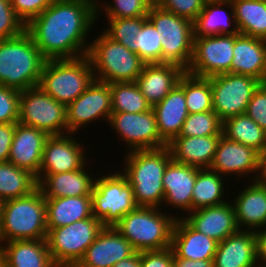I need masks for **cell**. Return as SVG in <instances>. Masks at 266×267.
Wrapping results in <instances>:
<instances>
[{
    "label": "cell",
    "mask_w": 266,
    "mask_h": 267,
    "mask_svg": "<svg viewBox=\"0 0 266 267\" xmlns=\"http://www.w3.org/2000/svg\"><path fill=\"white\" fill-rule=\"evenodd\" d=\"M97 1L54 0L25 30L47 60L86 56L90 46L86 38L97 21Z\"/></svg>",
    "instance_id": "6da1fadb"
},
{
    "label": "cell",
    "mask_w": 266,
    "mask_h": 267,
    "mask_svg": "<svg viewBox=\"0 0 266 267\" xmlns=\"http://www.w3.org/2000/svg\"><path fill=\"white\" fill-rule=\"evenodd\" d=\"M121 173L133 188L137 206L161 208L164 200L163 174L172 159L168 146L135 150L125 154Z\"/></svg>",
    "instance_id": "7a4b0ae2"
},
{
    "label": "cell",
    "mask_w": 266,
    "mask_h": 267,
    "mask_svg": "<svg viewBox=\"0 0 266 267\" xmlns=\"http://www.w3.org/2000/svg\"><path fill=\"white\" fill-rule=\"evenodd\" d=\"M46 60L26 30L0 40V85L19 91L38 86Z\"/></svg>",
    "instance_id": "3957f363"
},
{
    "label": "cell",
    "mask_w": 266,
    "mask_h": 267,
    "mask_svg": "<svg viewBox=\"0 0 266 267\" xmlns=\"http://www.w3.org/2000/svg\"><path fill=\"white\" fill-rule=\"evenodd\" d=\"M46 202L38 187L31 194L3 201L0 243L15 240L46 239Z\"/></svg>",
    "instance_id": "277c9868"
},
{
    "label": "cell",
    "mask_w": 266,
    "mask_h": 267,
    "mask_svg": "<svg viewBox=\"0 0 266 267\" xmlns=\"http://www.w3.org/2000/svg\"><path fill=\"white\" fill-rule=\"evenodd\" d=\"M162 210L137 206L114 227L136 252L166 249L171 247L174 225L179 216L168 215Z\"/></svg>",
    "instance_id": "5b68a950"
},
{
    "label": "cell",
    "mask_w": 266,
    "mask_h": 267,
    "mask_svg": "<svg viewBox=\"0 0 266 267\" xmlns=\"http://www.w3.org/2000/svg\"><path fill=\"white\" fill-rule=\"evenodd\" d=\"M89 43L87 56L95 80L109 84L136 82L146 64L136 53L113 41L103 31Z\"/></svg>",
    "instance_id": "8992f818"
},
{
    "label": "cell",
    "mask_w": 266,
    "mask_h": 267,
    "mask_svg": "<svg viewBox=\"0 0 266 267\" xmlns=\"http://www.w3.org/2000/svg\"><path fill=\"white\" fill-rule=\"evenodd\" d=\"M89 57L46 60L38 86L57 102L67 106L93 82Z\"/></svg>",
    "instance_id": "52a82bcc"
},
{
    "label": "cell",
    "mask_w": 266,
    "mask_h": 267,
    "mask_svg": "<svg viewBox=\"0 0 266 267\" xmlns=\"http://www.w3.org/2000/svg\"><path fill=\"white\" fill-rule=\"evenodd\" d=\"M147 19L161 34L162 63L174 64L187 71L193 56V22L155 4L149 10Z\"/></svg>",
    "instance_id": "ba28073f"
},
{
    "label": "cell",
    "mask_w": 266,
    "mask_h": 267,
    "mask_svg": "<svg viewBox=\"0 0 266 267\" xmlns=\"http://www.w3.org/2000/svg\"><path fill=\"white\" fill-rule=\"evenodd\" d=\"M104 228L94 216L72 224L48 228L49 253L57 267H75Z\"/></svg>",
    "instance_id": "9c48e42d"
},
{
    "label": "cell",
    "mask_w": 266,
    "mask_h": 267,
    "mask_svg": "<svg viewBox=\"0 0 266 267\" xmlns=\"http://www.w3.org/2000/svg\"><path fill=\"white\" fill-rule=\"evenodd\" d=\"M91 199L93 216L104 227H114L122 217L137 207L133 188L127 178L117 171L96 178Z\"/></svg>",
    "instance_id": "30bf717a"
},
{
    "label": "cell",
    "mask_w": 266,
    "mask_h": 267,
    "mask_svg": "<svg viewBox=\"0 0 266 267\" xmlns=\"http://www.w3.org/2000/svg\"><path fill=\"white\" fill-rule=\"evenodd\" d=\"M18 123L40 129L49 136L68 134L66 106L39 86L20 91Z\"/></svg>",
    "instance_id": "8fae6325"
},
{
    "label": "cell",
    "mask_w": 266,
    "mask_h": 267,
    "mask_svg": "<svg viewBox=\"0 0 266 267\" xmlns=\"http://www.w3.org/2000/svg\"><path fill=\"white\" fill-rule=\"evenodd\" d=\"M262 82L252 76L226 73L211 77L212 106L219 119L244 114Z\"/></svg>",
    "instance_id": "7c38bea8"
},
{
    "label": "cell",
    "mask_w": 266,
    "mask_h": 267,
    "mask_svg": "<svg viewBox=\"0 0 266 267\" xmlns=\"http://www.w3.org/2000/svg\"><path fill=\"white\" fill-rule=\"evenodd\" d=\"M235 35L194 37L193 56L186 72L197 77L231 73Z\"/></svg>",
    "instance_id": "4fadbf2b"
},
{
    "label": "cell",
    "mask_w": 266,
    "mask_h": 267,
    "mask_svg": "<svg viewBox=\"0 0 266 267\" xmlns=\"http://www.w3.org/2000/svg\"><path fill=\"white\" fill-rule=\"evenodd\" d=\"M108 123L127 144L128 152L167 146L160 138L152 108L141 113H111Z\"/></svg>",
    "instance_id": "5bb4252c"
},
{
    "label": "cell",
    "mask_w": 266,
    "mask_h": 267,
    "mask_svg": "<svg viewBox=\"0 0 266 267\" xmlns=\"http://www.w3.org/2000/svg\"><path fill=\"white\" fill-rule=\"evenodd\" d=\"M111 101L109 83L94 79L76 100L66 106L68 133L76 135L79 128L98 122L99 118L108 122L112 113Z\"/></svg>",
    "instance_id": "9a60e30c"
},
{
    "label": "cell",
    "mask_w": 266,
    "mask_h": 267,
    "mask_svg": "<svg viewBox=\"0 0 266 267\" xmlns=\"http://www.w3.org/2000/svg\"><path fill=\"white\" fill-rule=\"evenodd\" d=\"M72 133L52 135L46 139L38 174L76 171L86 165L87 154ZM79 142V143H78Z\"/></svg>",
    "instance_id": "2e32d148"
},
{
    "label": "cell",
    "mask_w": 266,
    "mask_h": 267,
    "mask_svg": "<svg viewBox=\"0 0 266 267\" xmlns=\"http://www.w3.org/2000/svg\"><path fill=\"white\" fill-rule=\"evenodd\" d=\"M210 169L223 177L235 174V177L244 178L254 173L256 176L252 180H258L260 154L251 147L221 135Z\"/></svg>",
    "instance_id": "e0dca14e"
},
{
    "label": "cell",
    "mask_w": 266,
    "mask_h": 267,
    "mask_svg": "<svg viewBox=\"0 0 266 267\" xmlns=\"http://www.w3.org/2000/svg\"><path fill=\"white\" fill-rule=\"evenodd\" d=\"M182 218L193 229L218 243L240 230L237 225L234 206L230 201L193 210Z\"/></svg>",
    "instance_id": "ac0fdd59"
},
{
    "label": "cell",
    "mask_w": 266,
    "mask_h": 267,
    "mask_svg": "<svg viewBox=\"0 0 266 267\" xmlns=\"http://www.w3.org/2000/svg\"><path fill=\"white\" fill-rule=\"evenodd\" d=\"M135 252L115 227H104L75 267H112Z\"/></svg>",
    "instance_id": "d6986e66"
},
{
    "label": "cell",
    "mask_w": 266,
    "mask_h": 267,
    "mask_svg": "<svg viewBox=\"0 0 266 267\" xmlns=\"http://www.w3.org/2000/svg\"><path fill=\"white\" fill-rule=\"evenodd\" d=\"M48 137L49 135L40 129L15 123L8 162L31 172L38 180L44 144Z\"/></svg>",
    "instance_id": "ffe728a7"
},
{
    "label": "cell",
    "mask_w": 266,
    "mask_h": 267,
    "mask_svg": "<svg viewBox=\"0 0 266 267\" xmlns=\"http://www.w3.org/2000/svg\"><path fill=\"white\" fill-rule=\"evenodd\" d=\"M198 168L173 159L167 164L162 182L164 189L163 204L192 212V191L197 178Z\"/></svg>",
    "instance_id": "44dd1931"
},
{
    "label": "cell",
    "mask_w": 266,
    "mask_h": 267,
    "mask_svg": "<svg viewBox=\"0 0 266 267\" xmlns=\"http://www.w3.org/2000/svg\"><path fill=\"white\" fill-rule=\"evenodd\" d=\"M234 200V201H233ZM232 200L240 230L257 232L266 228V186L259 180L252 181ZM243 229H242V226ZM248 228V229H247Z\"/></svg>",
    "instance_id": "7402d4cb"
},
{
    "label": "cell",
    "mask_w": 266,
    "mask_h": 267,
    "mask_svg": "<svg viewBox=\"0 0 266 267\" xmlns=\"http://www.w3.org/2000/svg\"><path fill=\"white\" fill-rule=\"evenodd\" d=\"M213 267H257L256 233L239 230L219 242Z\"/></svg>",
    "instance_id": "603a6c76"
},
{
    "label": "cell",
    "mask_w": 266,
    "mask_h": 267,
    "mask_svg": "<svg viewBox=\"0 0 266 267\" xmlns=\"http://www.w3.org/2000/svg\"><path fill=\"white\" fill-rule=\"evenodd\" d=\"M184 73L185 70L174 64H145L136 83L146 101L153 107L170 93Z\"/></svg>",
    "instance_id": "cb8c5ba5"
},
{
    "label": "cell",
    "mask_w": 266,
    "mask_h": 267,
    "mask_svg": "<svg viewBox=\"0 0 266 267\" xmlns=\"http://www.w3.org/2000/svg\"><path fill=\"white\" fill-rule=\"evenodd\" d=\"M231 73L252 76L263 83L266 77V40L236 34Z\"/></svg>",
    "instance_id": "d4e9b609"
},
{
    "label": "cell",
    "mask_w": 266,
    "mask_h": 267,
    "mask_svg": "<svg viewBox=\"0 0 266 267\" xmlns=\"http://www.w3.org/2000/svg\"><path fill=\"white\" fill-rule=\"evenodd\" d=\"M86 167V168H85ZM83 168L58 174H38V187L45 198L79 197L91 195L95 178Z\"/></svg>",
    "instance_id": "484cf974"
},
{
    "label": "cell",
    "mask_w": 266,
    "mask_h": 267,
    "mask_svg": "<svg viewBox=\"0 0 266 267\" xmlns=\"http://www.w3.org/2000/svg\"><path fill=\"white\" fill-rule=\"evenodd\" d=\"M217 247V241L193 229L182 216L176 219L171 248L178 257L213 260Z\"/></svg>",
    "instance_id": "4316f807"
},
{
    "label": "cell",
    "mask_w": 266,
    "mask_h": 267,
    "mask_svg": "<svg viewBox=\"0 0 266 267\" xmlns=\"http://www.w3.org/2000/svg\"><path fill=\"white\" fill-rule=\"evenodd\" d=\"M220 137L177 136L167 146L173 160L200 169L210 168Z\"/></svg>",
    "instance_id": "83f0119b"
},
{
    "label": "cell",
    "mask_w": 266,
    "mask_h": 267,
    "mask_svg": "<svg viewBox=\"0 0 266 267\" xmlns=\"http://www.w3.org/2000/svg\"><path fill=\"white\" fill-rule=\"evenodd\" d=\"M184 90L177 84L170 93L152 107L160 138L168 145L181 131L188 116Z\"/></svg>",
    "instance_id": "f1b7e54d"
},
{
    "label": "cell",
    "mask_w": 266,
    "mask_h": 267,
    "mask_svg": "<svg viewBox=\"0 0 266 267\" xmlns=\"http://www.w3.org/2000/svg\"><path fill=\"white\" fill-rule=\"evenodd\" d=\"M224 6L228 11L230 8L231 12L227 14ZM193 28L194 37L239 34L231 0L206 1L204 8L193 22Z\"/></svg>",
    "instance_id": "f546056e"
},
{
    "label": "cell",
    "mask_w": 266,
    "mask_h": 267,
    "mask_svg": "<svg viewBox=\"0 0 266 267\" xmlns=\"http://www.w3.org/2000/svg\"><path fill=\"white\" fill-rule=\"evenodd\" d=\"M0 249L6 256L8 267H57L46 239L4 242Z\"/></svg>",
    "instance_id": "4dcf8cb0"
},
{
    "label": "cell",
    "mask_w": 266,
    "mask_h": 267,
    "mask_svg": "<svg viewBox=\"0 0 266 267\" xmlns=\"http://www.w3.org/2000/svg\"><path fill=\"white\" fill-rule=\"evenodd\" d=\"M47 228H58L93 217L91 195L45 198Z\"/></svg>",
    "instance_id": "1f68e13d"
},
{
    "label": "cell",
    "mask_w": 266,
    "mask_h": 267,
    "mask_svg": "<svg viewBox=\"0 0 266 267\" xmlns=\"http://www.w3.org/2000/svg\"><path fill=\"white\" fill-rule=\"evenodd\" d=\"M222 135L229 140L253 148L260 155L266 153V131L246 113L224 120Z\"/></svg>",
    "instance_id": "d6a6232c"
},
{
    "label": "cell",
    "mask_w": 266,
    "mask_h": 267,
    "mask_svg": "<svg viewBox=\"0 0 266 267\" xmlns=\"http://www.w3.org/2000/svg\"><path fill=\"white\" fill-rule=\"evenodd\" d=\"M239 33L266 40V0H231Z\"/></svg>",
    "instance_id": "836d02e7"
},
{
    "label": "cell",
    "mask_w": 266,
    "mask_h": 267,
    "mask_svg": "<svg viewBox=\"0 0 266 267\" xmlns=\"http://www.w3.org/2000/svg\"><path fill=\"white\" fill-rule=\"evenodd\" d=\"M224 177L210 168H198L197 178L192 191V211L223 204L226 201Z\"/></svg>",
    "instance_id": "e575fe53"
},
{
    "label": "cell",
    "mask_w": 266,
    "mask_h": 267,
    "mask_svg": "<svg viewBox=\"0 0 266 267\" xmlns=\"http://www.w3.org/2000/svg\"><path fill=\"white\" fill-rule=\"evenodd\" d=\"M38 188L34 174L10 162L0 163V199H16L31 194Z\"/></svg>",
    "instance_id": "d590c367"
},
{
    "label": "cell",
    "mask_w": 266,
    "mask_h": 267,
    "mask_svg": "<svg viewBox=\"0 0 266 267\" xmlns=\"http://www.w3.org/2000/svg\"><path fill=\"white\" fill-rule=\"evenodd\" d=\"M178 85L184 90L188 114L213 111L211 77H197L185 71Z\"/></svg>",
    "instance_id": "8d00e7d4"
},
{
    "label": "cell",
    "mask_w": 266,
    "mask_h": 267,
    "mask_svg": "<svg viewBox=\"0 0 266 267\" xmlns=\"http://www.w3.org/2000/svg\"><path fill=\"white\" fill-rule=\"evenodd\" d=\"M109 85L112 113H141L152 108L136 82H114Z\"/></svg>",
    "instance_id": "74e56055"
},
{
    "label": "cell",
    "mask_w": 266,
    "mask_h": 267,
    "mask_svg": "<svg viewBox=\"0 0 266 267\" xmlns=\"http://www.w3.org/2000/svg\"><path fill=\"white\" fill-rule=\"evenodd\" d=\"M161 34L147 19L136 34L135 53L146 63H162Z\"/></svg>",
    "instance_id": "f35d334b"
},
{
    "label": "cell",
    "mask_w": 266,
    "mask_h": 267,
    "mask_svg": "<svg viewBox=\"0 0 266 267\" xmlns=\"http://www.w3.org/2000/svg\"><path fill=\"white\" fill-rule=\"evenodd\" d=\"M222 135V121L214 111L188 114L178 136Z\"/></svg>",
    "instance_id": "ab89813d"
},
{
    "label": "cell",
    "mask_w": 266,
    "mask_h": 267,
    "mask_svg": "<svg viewBox=\"0 0 266 267\" xmlns=\"http://www.w3.org/2000/svg\"><path fill=\"white\" fill-rule=\"evenodd\" d=\"M146 20L147 16L107 19V23H109L103 32L113 41L122 44L135 53L136 34L142 28V25Z\"/></svg>",
    "instance_id": "60d3db41"
},
{
    "label": "cell",
    "mask_w": 266,
    "mask_h": 267,
    "mask_svg": "<svg viewBox=\"0 0 266 267\" xmlns=\"http://www.w3.org/2000/svg\"><path fill=\"white\" fill-rule=\"evenodd\" d=\"M153 5L150 0H113L111 4L109 2L104 3L103 7H105L102 9V4L98 1L96 2V20L99 19L98 17L101 15L99 12L101 11H105L106 19L147 16Z\"/></svg>",
    "instance_id": "b9f144b4"
},
{
    "label": "cell",
    "mask_w": 266,
    "mask_h": 267,
    "mask_svg": "<svg viewBox=\"0 0 266 267\" xmlns=\"http://www.w3.org/2000/svg\"><path fill=\"white\" fill-rule=\"evenodd\" d=\"M24 31L25 25L15 14L11 0H0V40L16 37Z\"/></svg>",
    "instance_id": "7bdbcfd3"
},
{
    "label": "cell",
    "mask_w": 266,
    "mask_h": 267,
    "mask_svg": "<svg viewBox=\"0 0 266 267\" xmlns=\"http://www.w3.org/2000/svg\"><path fill=\"white\" fill-rule=\"evenodd\" d=\"M206 0H158L155 5L175 15L195 21Z\"/></svg>",
    "instance_id": "ee69618b"
},
{
    "label": "cell",
    "mask_w": 266,
    "mask_h": 267,
    "mask_svg": "<svg viewBox=\"0 0 266 267\" xmlns=\"http://www.w3.org/2000/svg\"><path fill=\"white\" fill-rule=\"evenodd\" d=\"M20 91L0 85V124L18 123Z\"/></svg>",
    "instance_id": "f6af8a7d"
},
{
    "label": "cell",
    "mask_w": 266,
    "mask_h": 267,
    "mask_svg": "<svg viewBox=\"0 0 266 267\" xmlns=\"http://www.w3.org/2000/svg\"><path fill=\"white\" fill-rule=\"evenodd\" d=\"M54 0H11L17 17L26 26L33 18L41 14Z\"/></svg>",
    "instance_id": "bcb514c9"
},
{
    "label": "cell",
    "mask_w": 266,
    "mask_h": 267,
    "mask_svg": "<svg viewBox=\"0 0 266 267\" xmlns=\"http://www.w3.org/2000/svg\"><path fill=\"white\" fill-rule=\"evenodd\" d=\"M245 113L266 131V86L263 83L254 92Z\"/></svg>",
    "instance_id": "7dc6e473"
},
{
    "label": "cell",
    "mask_w": 266,
    "mask_h": 267,
    "mask_svg": "<svg viewBox=\"0 0 266 267\" xmlns=\"http://www.w3.org/2000/svg\"><path fill=\"white\" fill-rule=\"evenodd\" d=\"M140 267H173L172 248L140 252Z\"/></svg>",
    "instance_id": "c3c4849f"
},
{
    "label": "cell",
    "mask_w": 266,
    "mask_h": 267,
    "mask_svg": "<svg viewBox=\"0 0 266 267\" xmlns=\"http://www.w3.org/2000/svg\"><path fill=\"white\" fill-rule=\"evenodd\" d=\"M15 123L0 124V163L8 162Z\"/></svg>",
    "instance_id": "681fc988"
},
{
    "label": "cell",
    "mask_w": 266,
    "mask_h": 267,
    "mask_svg": "<svg viewBox=\"0 0 266 267\" xmlns=\"http://www.w3.org/2000/svg\"><path fill=\"white\" fill-rule=\"evenodd\" d=\"M255 233L257 240V267H266V228Z\"/></svg>",
    "instance_id": "f907efd6"
},
{
    "label": "cell",
    "mask_w": 266,
    "mask_h": 267,
    "mask_svg": "<svg viewBox=\"0 0 266 267\" xmlns=\"http://www.w3.org/2000/svg\"><path fill=\"white\" fill-rule=\"evenodd\" d=\"M173 267H213V260H190L180 258L173 251Z\"/></svg>",
    "instance_id": "816d5d0a"
},
{
    "label": "cell",
    "mask_w": 266,
    "mask_h": 267,
    "mask_svg": "<svg viewBox=\"0 0 266 267\" xmlns=\"http://www.w3.org/2000/svg\"><path fill=\"white\" fill-rule=\"evenodd\" d=\"M112 267H140V252H135L132 256L117 262Z\"/></svg>",
    "instance_id": "f5cc1de1"
},
{
    "label": "cell",
    "mask_w": 266,
    "mask_h": 267,
    "mask_svg": "<svg viewBox=\"0 0 266 267\" xmlns=\"http://www.w3.org/2000/svg\"><path fill=\"white\" fill-rule=\"evenodd\" d=\"M258 180L266 186V153L260 155V173Z\"/></svg>",
    "instance_id": "db71d44e"
},
{
    "label": "cell",
    "mask_w": 266,
    "mask_h": 267,
    "mask_svg": "<svg viewBox=\"0 0 266 267\" xmlns=\"http://www.w3.org/2000/svg\"><path fill=\"white\" fill-rule=\"evenodd\" d=\"M0 267H8L4 252L0 249Z\"/></svg>",
    "instance_id": "11a10c76"
},
{
    "label": "cell",
    "mask_w": 266,
    "mask_h": 267,
    "mask_svg": "<svg viewBox=\"0 0 266 267\" xmlns=\"http://www.w3.org/2000/svg\"><path fill=\"white\" fill-rule=\"evenodd\" d=\"M2 206H3V201L0 199V222H1V215H2Z\"/></svg>",
    "instance_id": "9f6ffc18"
},
{
    "label": "cell",
    "mask_w": 266,
    "mask_h": 267,
    "mask_svg": "<svg viewBox=\"0 0 266 267\" xmlns=\"http://www.w3.org/2000/svg\"><path fill=\"white\" fill-rule=\"evenodd\" d=\"M153 4H155L158 0H150Z\"/></svg>",
    "instance_id": "6f0895ef"
},
{
    "label": "cell",
    "mask_w": 266,
    "mask_h": 267,
    "mask_svg": "<svg viewBox=\"0 0 266 267\" xmlns=\"http://www.w3.org/2000/svg\"><path fill=\"white\" fill-rule=\"evenodd\" d=\"M263 84L266 86V77H265V79H264V81H263Z\"/></svg>",
    "instance_id": "680465c9"
}]
</instances>
